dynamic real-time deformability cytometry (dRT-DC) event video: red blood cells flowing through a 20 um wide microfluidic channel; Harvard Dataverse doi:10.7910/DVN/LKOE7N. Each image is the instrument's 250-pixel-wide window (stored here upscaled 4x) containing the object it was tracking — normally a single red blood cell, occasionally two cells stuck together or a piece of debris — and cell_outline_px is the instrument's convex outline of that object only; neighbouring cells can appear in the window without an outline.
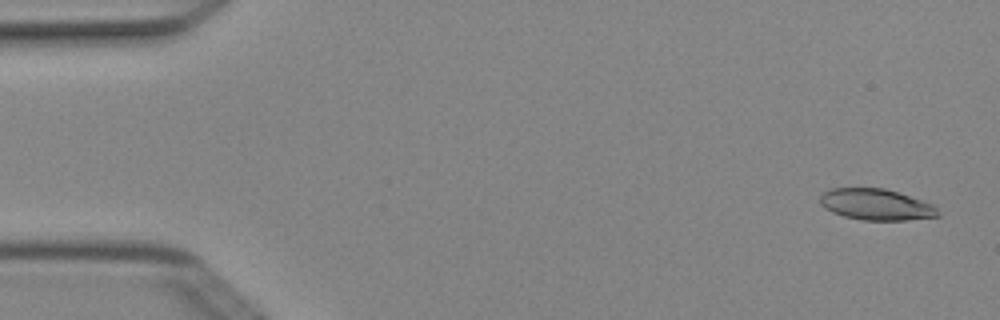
{"species": "Egyptian fruit bat (a non-hibernating species)", "species_latin": "Rousettus aegyptiacus", "temperature_condition": "cold", "stored_images_in_passage": 4, "camera_frame_rate_fps": 3000, "um_per_image_px": 0.085, "animal": {"sex": "female"}, "frame": {"image": 1, "passage_image": 1, "time_ms": 0.0, "image_size_px": [1000, 320], "cell_outline_px": [[940, 216], [904, 220], [864, 220], [844, 216], [832, 212], [820, 204], [820, 196], [824, 192], [832, 188], [884, 188], [932, 204], [936, 208]], "centroid_in_image_um": [74.44, 17.38], "position_along_channel_um": 10.6, "area_um2": 21.1}}